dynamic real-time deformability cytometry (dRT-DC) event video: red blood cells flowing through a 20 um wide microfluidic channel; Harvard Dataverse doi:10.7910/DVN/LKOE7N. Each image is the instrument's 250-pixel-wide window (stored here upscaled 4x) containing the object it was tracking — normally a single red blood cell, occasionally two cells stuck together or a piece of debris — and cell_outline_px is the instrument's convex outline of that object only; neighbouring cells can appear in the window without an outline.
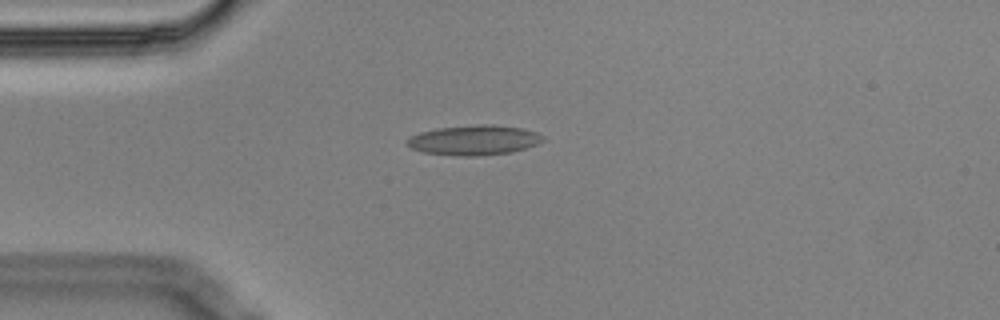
{"species": "Egyptian fruit bat (a non-hibernating species)", "species_latin": "Rousettus aegyptiacus", "temperature_condition": "cold", "stored_images_in_passage": 7, "camera_frame_rate_fps": 3000, "um_per_image_px": 0.085, "animal": {"sex": "male"}, "frame": {"image": 1, "passage_image": 1, "time_ms": 0.0, "image_size_px": [1000, 320], "cell_outline_px": [[544, 140], [536, 144], [512, 152], [476, 156], [456, 156], [424, 152], [412, 148], [408, 144], [408, 140], [412, 136], [420, 132], [436, 128], [480, 124], [492, 124], [524, 128], [536, 132], [544, 136]], "centroid_in_image_um": [40.33, 11.9], "position_along_channel_um": 44.7, "area_um2": 23.58}}
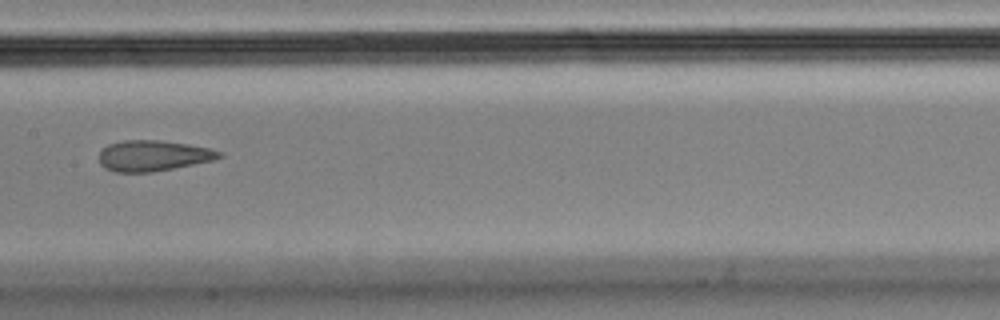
{"frame": {"image": 2, "passage_image": 5, "time_ms": 1.333, "image_size_px": [1000, 320], "cell_outline_px": [[224, 156], [212, 160], [152, 172], [116, 172], [104, 168], [100, 164], [100, 152], [108, 144], [124, 140], [160, 140], [188, 144], [212, 148], [224, 152]], "centroid_in_image_um": [13.04, 13.22], "position_along_channel_um": 194.4, "area_um2": 21.5}}
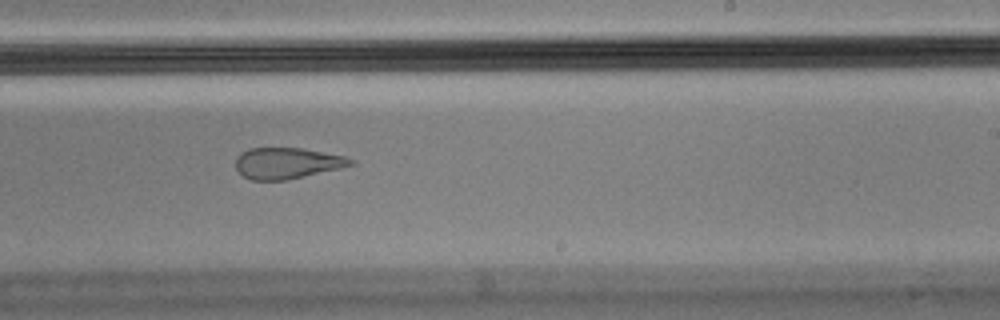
{"frame": {"image": 3, "passage_image": 7, "time_ms": 2.0, "image_size_px": [1000, 320], "cell_outline_px": [[356, 164], [340, 168], [288, 180], [252, 180], [244, 176], [236, 168], [236, 156], [240, 152], [248, 148], [300, 148], [344, 156], [356, 160]], "centroid_in_image_um": [24.4, 13.87], "position_along_channel_um": 264.6, "area_um2": 20.87}}